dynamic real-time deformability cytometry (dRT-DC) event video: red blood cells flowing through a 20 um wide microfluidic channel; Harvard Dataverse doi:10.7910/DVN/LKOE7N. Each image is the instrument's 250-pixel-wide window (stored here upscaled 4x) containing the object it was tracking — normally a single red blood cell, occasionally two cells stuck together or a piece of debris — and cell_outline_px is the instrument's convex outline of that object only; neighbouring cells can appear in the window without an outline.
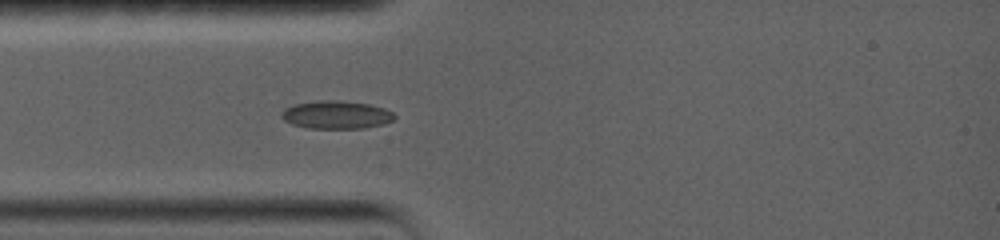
{"species": "common noctule bat (a hibernating species)", "species_latin": "Nyctalus noctula", "temperature_condition": "warm", "stored_images_in_passage": 44, "camera_frame_rate_fps": 5000, "um_per_image_px": 0.085, "animal": {"sex": "female", "body_mass_g": 19.0, "forearm_length_mm": 56.7}, "frame": {"image": 1, "passage_image": 13, "time_ms": 3.4, "image_size_px": [1000, 240], "cell_outline_px": [[396, 116], [392, 120], [384, 124], [364, 128], [308, 128], [292, 124], [284, 120], [280, 116], [280, 112], [284, 108], [292, 104], [316, 100], [336, 100], [368, 104], [384, 108], [392, 112]], "centroid_in_image_um": [28.53, 9.75], "position_along_channel_um": 56.5, "area_um2": 18.55}}
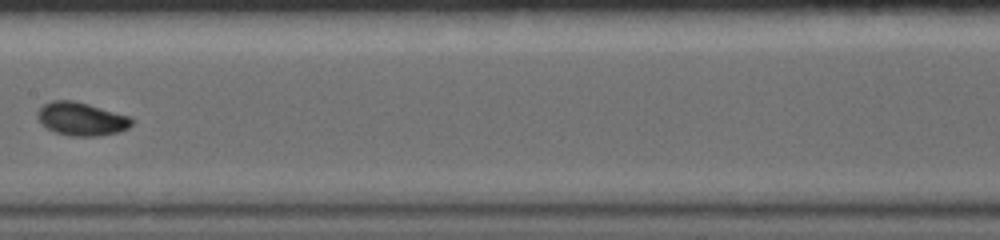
{"frame": {"image": 2, "passage_image": 20, "time_ms": 7.4, "image_size_px": [1000, 240], "cell_outline_px": [[132, 124], [128, 128], [120, 132], [100, 136], [72, 136], [56, 132], [48, 128], [36, 116], [36, 112], [44, 104], [52, 100], [72, 100], [88, 104], [128, 116], [132, 120]], "centroid_in_image_um": [6.92, 10.11], "position_along_channel_um": 200.5, "area_um2": 18.03}}
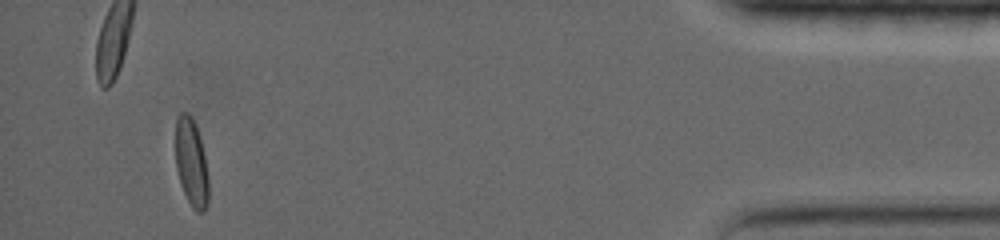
{"frame": {"image": 3, "passage_image": 39, "time_ms": 15.8, "image_size_px": [1000, 240], "cell_outline_px": [[208, 204], [204, 212], [196, 212], [192, 208], [180, 184], [176, 168], [176, 116], [180, 112], [188, 112], [192, 116], [196, 124], [200, 136], [208, 176]], "centroid_in_image_um": [16.26, 13.81], "position_along_channel_um": 418.9, "area_um2": 17.11}, "authors_computed_cell_mechanics": {"area_um2": 16.8776, "velocity_mm_per_s": 3.5934, "shape_relaxation_time_tau1_ms": 4.9365, "shape_relaxation_time_tau2_ms": null, "deformation_change_tau1": 0.1524, "deformation_change_tau2": null}}